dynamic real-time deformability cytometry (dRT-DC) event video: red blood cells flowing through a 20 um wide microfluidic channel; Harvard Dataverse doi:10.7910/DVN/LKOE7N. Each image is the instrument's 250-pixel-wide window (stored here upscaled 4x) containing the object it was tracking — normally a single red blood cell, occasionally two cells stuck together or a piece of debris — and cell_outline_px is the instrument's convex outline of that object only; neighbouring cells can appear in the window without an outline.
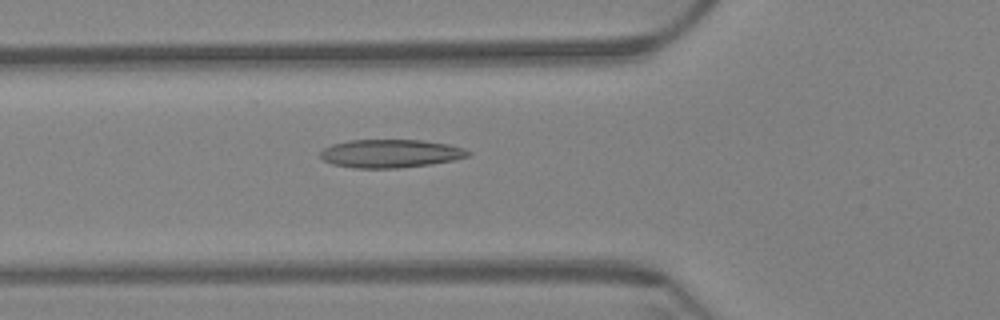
{"species": "Egyptian fruit bat (a non-hibernating species)", "species_latin": "Rousettus aegyptiacus", "temperature_condition": "warm", "stored_images_in_passage": 62, "segment_of_instrument_passage": [1, 2], "camera_frame_rate_fps": 3000, "um_per_image_px": 0.085, "animal": {"sex": "female"}, "frame": {"image": 1, "passage_image": 22, "time_ms": 7.0, "image_size_px": [1000, 320], "cell_outline_px": [[472, 152], [468, 156], [452, 160], [428, 164], [400, 168], [356, 168], [332, 164], [324, 160], [320, 156], [320, 152], [324, 148], [332, 144], [348, 140], [420, 140], [448, 144], [464, 148]], "centroid_in_image_um": [33.17, 13.04], "position_along_channel_um": 92.6, "area_um2": 24.22}}
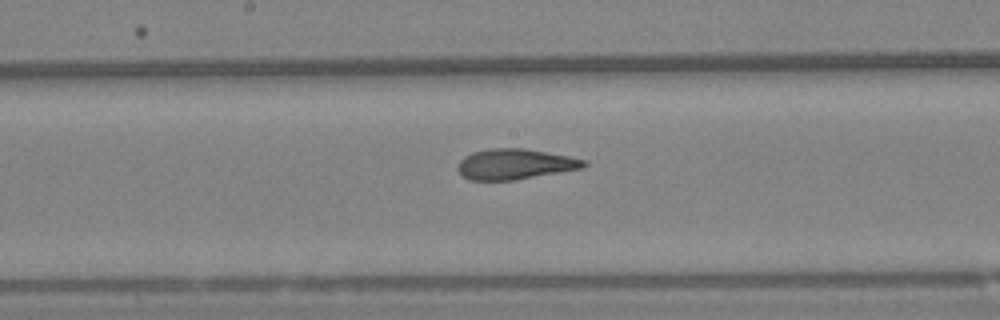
{"frame": {"image": 2, "passage_image": 32, "time_ms": 10.333, "image_size_px": [1000, 320], "cell_outline_px": [[588, 164], [584, 168], [512, 180], [468, 180], [456, 168], [460, 160], [464, 156], [472, 152], [488, 148], [524, 148], [568, 156], [588, 160]], "centroid_in_image_um": [43.77, 13.94], "position_along_channel_um": 204.4, "area_um2": 22.43}}
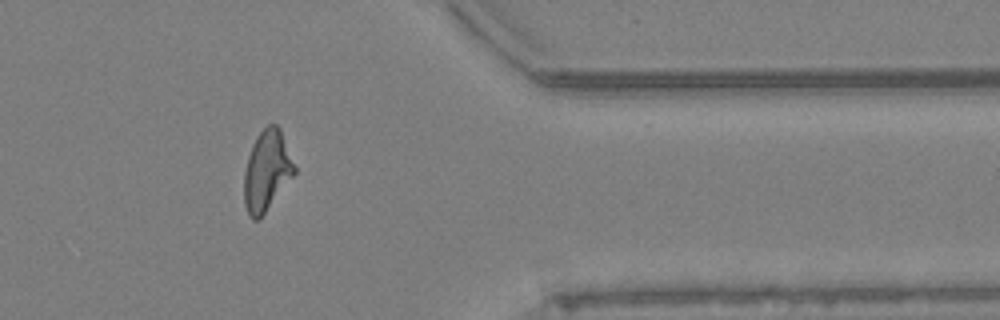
{"frame": {"image": 3, "passage_image": 50, "time_ms": 16.333, "image_size_px": [1000, 320], "cell_outline_px": [[296, 172], [260, 220], [252, 220], [248, 216], [244, 204], [244, 172], [248, 156], [252, 144], [256, 136], [268, 124], [276, 124], [280, 128], [296, 168]], "centroid_in_image_um": [22.66, 14.55], "position_along_channel_um": 388.7, "area_um2": 23.76}}